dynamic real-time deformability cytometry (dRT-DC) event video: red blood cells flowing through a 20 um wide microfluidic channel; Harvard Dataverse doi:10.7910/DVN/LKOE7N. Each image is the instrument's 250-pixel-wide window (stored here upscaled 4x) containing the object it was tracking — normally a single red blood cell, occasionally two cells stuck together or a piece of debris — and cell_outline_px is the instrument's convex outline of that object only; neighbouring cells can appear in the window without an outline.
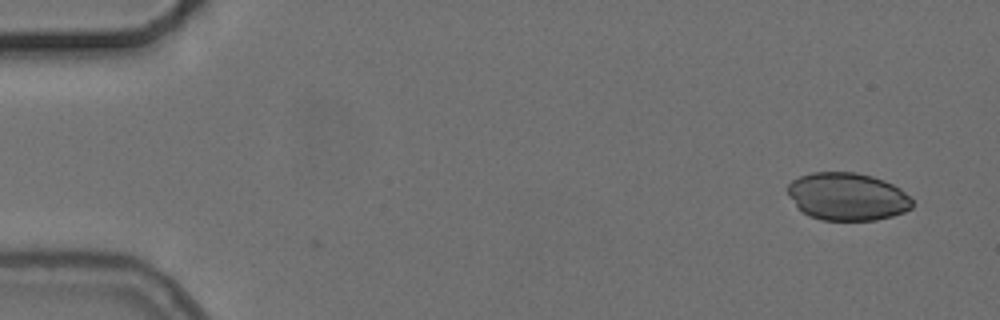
{"species": "common noctule bat (a hibernating species)", "species_latin": "Nyctalus noctula", "temperature_condition": "cold", "stored_images_in_passage": 16, "camera_frame_rate_fps": 3000, "um_per_image_px": 0.085, "animal": {"sex": "female", "body_mass_g": 24.6, "forearm_length_mm": 56.2}, "frame": {"image": 1, "passage_image": 1, "time_ms": 0.0, "image_size_px": [1000, 320], "cell_outline_px": [[912, 208], [904, 212], [892, 216], [876, 220], [820, 220], [808, 216], [788, 196], [788, 184], [792, 180], [800, 176], [812, 172], [856, 172], [872, 176], [884, 180], [900, 188], [912, 200]], "centroid_in_image_um": [72.02, 16.71], "position_along_channel_um": 13.0, "area_um2": 34.62}}